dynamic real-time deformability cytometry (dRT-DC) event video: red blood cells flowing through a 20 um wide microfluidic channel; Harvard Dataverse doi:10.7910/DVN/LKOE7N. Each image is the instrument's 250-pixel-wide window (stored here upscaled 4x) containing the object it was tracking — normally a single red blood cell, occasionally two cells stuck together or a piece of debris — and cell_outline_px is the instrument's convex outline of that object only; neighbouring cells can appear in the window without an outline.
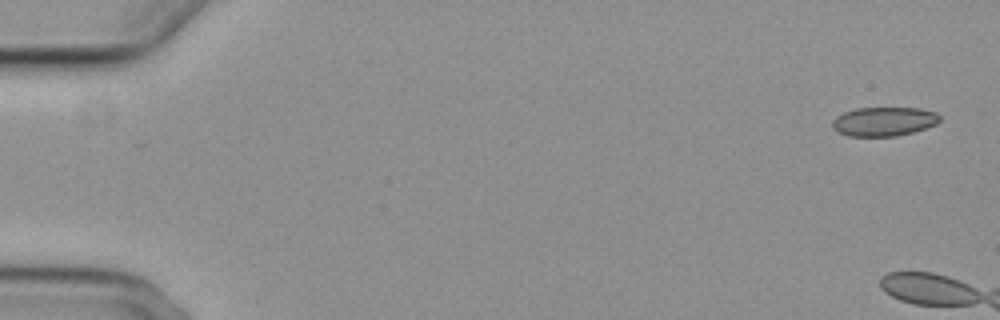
{"species": "common noctule bat (a hibernating species)", "species_latin": "Nyctalus noctula", "temperature_condition": "cold", "stored_images_in_passage": 3, "camera_frame_rate_fps": 3000, "um_per_image_px": 0.085, "animal": {"sex": "female", "body_mass_g": 29.2, "forearm_length_mm": 56.3}, "frame": {"image": 1, "passage_image": 1, "time_ms": 0.0, "image_size_px": [1000, 320], "cell_outline_px": [[940, 120], [936, 124], [912, 132], [896, 136], [848, 136], [832, 128], [832, 120], [836, 116], [844, 112], [856, 108], [920, 108], [936, 112], [940, 116]], "centroid_in_image_um": [75.12, 10.32], "position_along_channel_um": 9.9, "area_um2": 18.15}}